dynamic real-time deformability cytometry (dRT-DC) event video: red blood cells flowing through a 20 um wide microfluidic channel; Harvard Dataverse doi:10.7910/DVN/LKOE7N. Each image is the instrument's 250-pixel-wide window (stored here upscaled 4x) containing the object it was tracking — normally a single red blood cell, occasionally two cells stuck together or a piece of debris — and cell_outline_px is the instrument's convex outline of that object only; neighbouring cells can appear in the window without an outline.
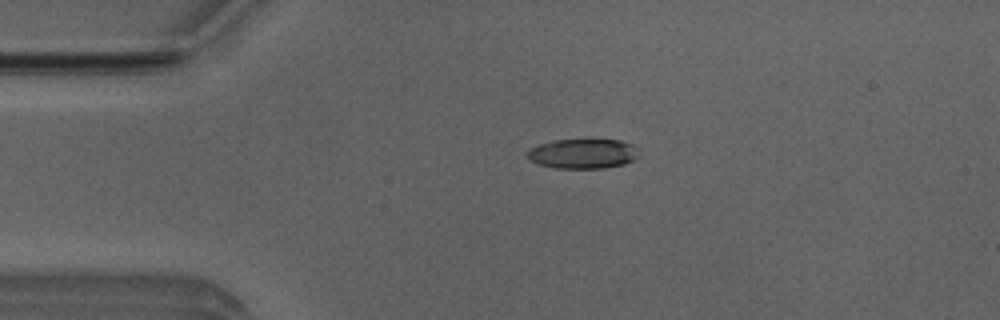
{"species": "Egyptian fruit bat (a non-hibernating species)", "species_latin": "Rousettus aegyptiacus", "temperature_condition": "room temperature", "stored_images_in_passage": 52, "camera_frame_rate_fps": 3000, "um_per_image_px": 0.085, "animal": {"sex": "male"}, "frame": {"image": 1, "passage_image": 11, "time_ms": 3.333, "image_size_px": [1000, 320], "cell_outline_px": [[636, 156], [632, 160], [624, 164], [604, 168], [556, 168], [540, 164], [528, 160], [528, 148], [552, 140], [620, 140], [632, 144], [636, 148]], "centroid_in_image_um": [49.5, 13.06], "position_along_channel_um": 35.5, "area_um2": 19.13}}
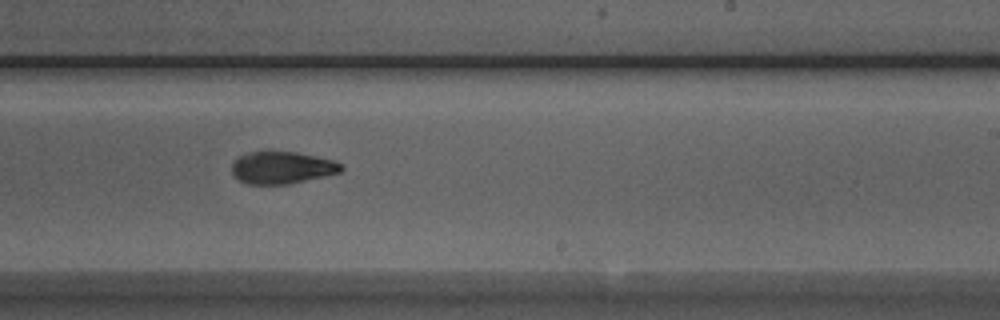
{"frame": {"image": 2, "passage_image": 31, "time_ms": 10.0, "image_size_px": [1000, 320], "cell_outline_px": [[344, 168], [340, 172], [324, 176], [288, 184], [248, 184], [240, 180], [232, 172], [232, 164], [240, 156], [252, 152], [296, 152], [332, 160], [344, 164]], "centroid_in_image_um": [24.0, 14.25], "position_along_channel_um": 265.0, "area_um2": 20.17}}
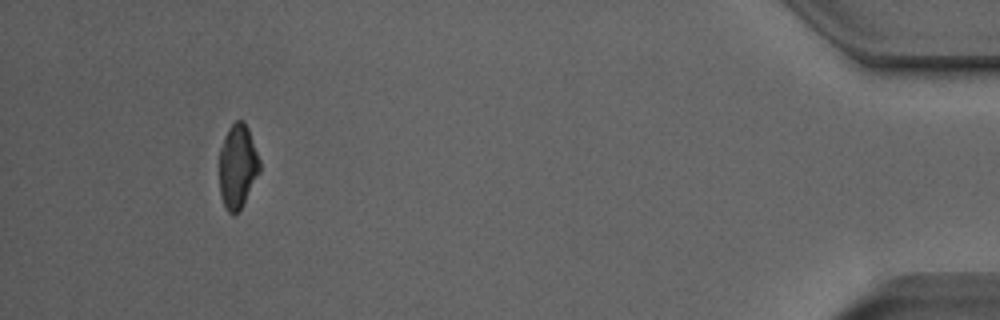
{"frame": {"image": 3, "passage_image": 48, "time_ms": 15.667, "image_size_px": [1000, 320], "cell_outline_px": [[260, 172], [244, 204], [232, 216], [228, 212], [220, 196], [220, 148], [224, 136], [228, 128], [236, 120], [244, 120], [248, 128], [260, 160]], "centroid_in_image_um": [20.21, 14.13], "position_along_channel_um": 415.0, "area_um2": 19.83}, "authors_computed_cell_mechanics": {"area_um2": 20.9525, "velocity_mm_per_s": 3.9573, "shape_relaxation_time_tau1_ms": 4.7755, "shape_relaxation_time_tau2_ms": 3.7428, "deformation_change_tau1": 0.1456, "deformation_change_tau2": 0.1014}}